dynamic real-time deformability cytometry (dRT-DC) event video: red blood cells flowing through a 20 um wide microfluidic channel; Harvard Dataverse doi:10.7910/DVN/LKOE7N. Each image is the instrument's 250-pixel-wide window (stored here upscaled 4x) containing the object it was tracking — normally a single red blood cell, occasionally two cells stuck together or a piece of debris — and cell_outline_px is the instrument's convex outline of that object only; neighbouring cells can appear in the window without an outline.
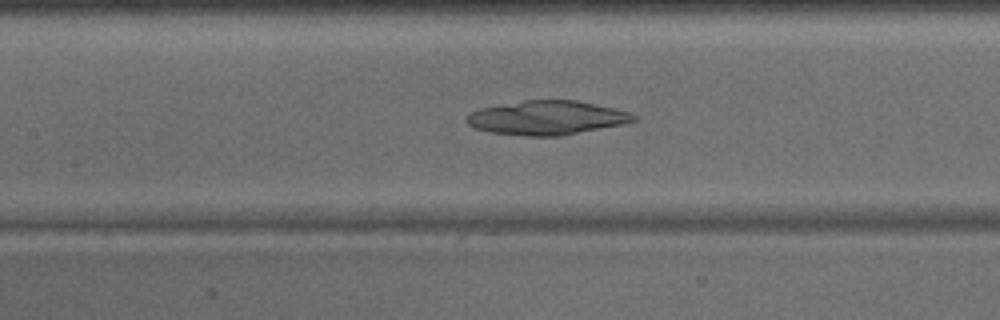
{"species": "common noctule bat (a hibernating species)", "species_latin": "Nyctalus noctula", "temperature_condition": "warm", "stored_images_in_passage": 42, "camera_frame_rate_fps": 3000, "um_per_image_px": 0.085, "animal": {"sex": "male", "body_mass_g": 15.6}, "frame": {"image": 1, "passage_image": 19, "time_ms": 6.0, "image_size_px": [1000, 320], "cell_outline_px": [[636, 120], [624, 124], [560, 136], [528, 136], [488, 132], [476, 128], [468, 124], [464, 120], [472, 112], [480, 108], [524, 100], [576, 100], [612, 108], [628, 112], [636, 116]], "centroid_in_image_um": [46.46, 10.02], "position_along_channel_um": 160.9, "area_um2": 32.89}}
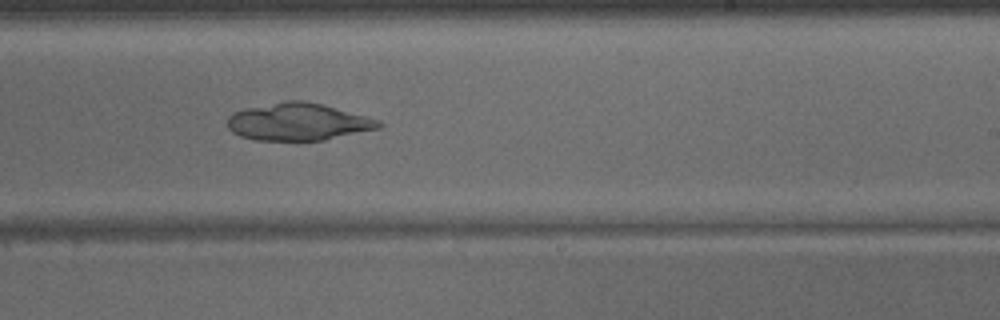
{"frame": {"image": 2, "passage_image": 26, "time_ms": 8.333, "image_size_px": [1000, 320], "cell_outline_px": [[384, 124], [380, 128], [324, 140], [256, 140], [240, 136], [232, 132], [228, 128], [228, 116], [232, 112], [248, 108], [288, 100], [300, 100], [320, 104], [380, 120]], "centroid_in_image_um": [25.33, 10.37], "position_along_channel_um": 263.7, "area_um2": 32.54}}
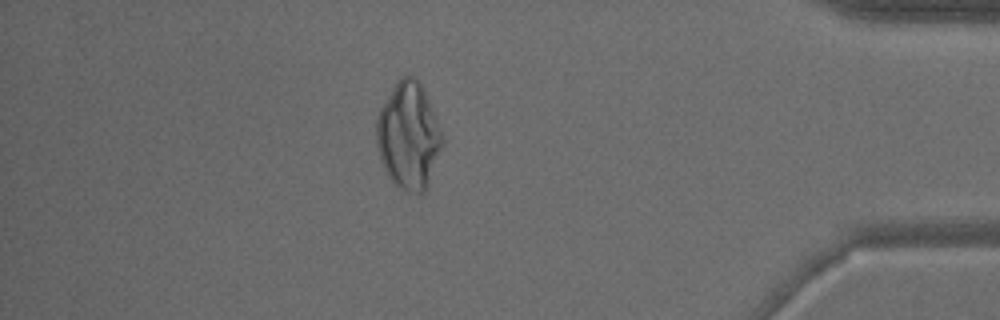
{"frame": {"image": 3, "passage_image": 38, "time_ms": 12.333, "image_size_px": [1000, 320], "cell_outline_px": [[444, 140], [428, 184], [424, 192], [408, 192], [400, 188], [388, 176], [380, 160], [376, 140], [376, 116], [380, 108], [396, 80], [400, 76], [412, 76], [424, 88], [444, 136]], "centroid_in_image_um": [34.72, 11.51], "position_along_channel_um": 400.5, "area_um2": 40.92}}